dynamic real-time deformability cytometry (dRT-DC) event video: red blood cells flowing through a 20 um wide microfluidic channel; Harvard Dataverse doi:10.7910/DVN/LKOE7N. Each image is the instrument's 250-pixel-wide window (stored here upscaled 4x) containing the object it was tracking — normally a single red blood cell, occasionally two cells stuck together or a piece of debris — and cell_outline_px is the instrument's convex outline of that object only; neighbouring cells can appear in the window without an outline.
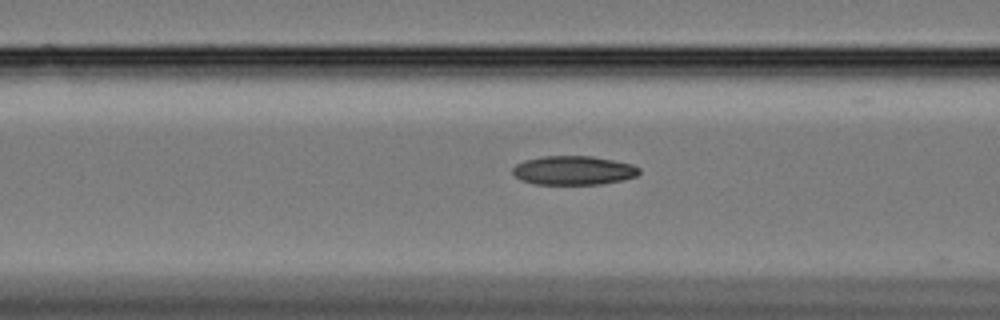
{"species": "Egyptian fruit bat (a non-hibernating species)", "species_latin": "Rousettus aegyptiacus", "temperature_condition": "cold", "stored_images_in_passage": 31, "camera_frame_rate_fps": 3000, "um_per_image_px": 0.085, "animal": {"sex": "female"}, "frame": {"image": 1, "passage_image": 3, "time_ms": 0.667, "image_size_px": [1000, 320], "cell_outline_px": [[640, 172], [636, 176], [624, 180], [600, 184], [536, 184], [520, 180], [512, 172], [512, 168], [516, 164], [524, 160], [544, 156], [592, 156], [632, 164], [640, 168]], "centroid_in_image_um": [48.75, 14.48], "position_along_channel_um": 117.9, "area_um2": 21.39}}
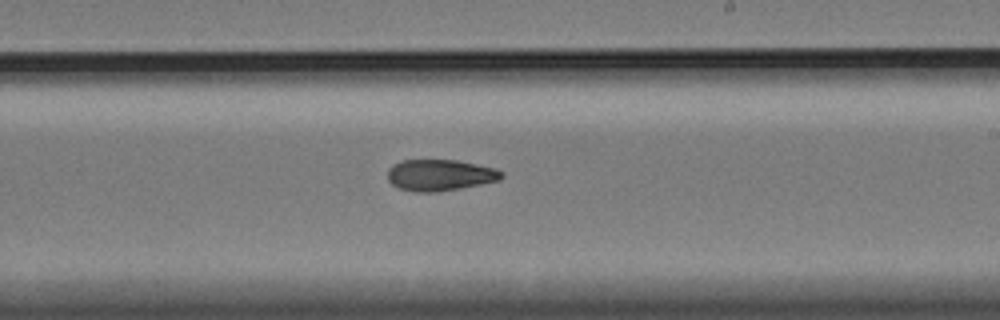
{"frame": {"image": 2, "passage_image": 15, "time_ms": 4.667, "image_size_px": [1000, 320], "cell_outline_px": [[504, 176], [500, 180], [460, 188], [436, 192], [416, 192], [400, 188], [392, 184], [388, 180], [388, 168], [392, 164], [400, 160], [456, 160], [496, 168], [504, 172]], "centroid_in_image_um": [37.4, 14.87], "position_along_channel_um": 251.6, "area_um2": 20.87}}
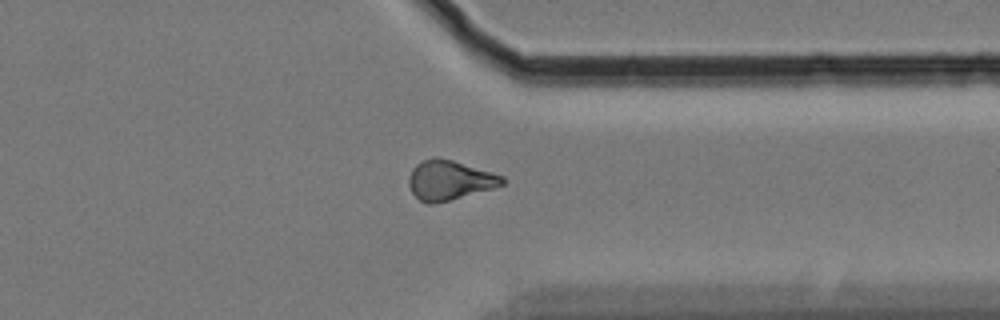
{"frame": {"image": 3, "passage_image": 26, "time_ms": 8.333, "image_size_px": [1000, 320], "cell_outline_px": [[504, 184], [492, 188], [448, 200], [428, 204], [420, 200], [412, 192], [408, 184], [408, 176], [412, 168], [416, 164], [432, 156], [436, 156], [452, 160], [504, 176]], "centroid_in_image_um": [38.16, 15.29], "position_along_channel_um": 373.2, "area_um2": 21.27}}